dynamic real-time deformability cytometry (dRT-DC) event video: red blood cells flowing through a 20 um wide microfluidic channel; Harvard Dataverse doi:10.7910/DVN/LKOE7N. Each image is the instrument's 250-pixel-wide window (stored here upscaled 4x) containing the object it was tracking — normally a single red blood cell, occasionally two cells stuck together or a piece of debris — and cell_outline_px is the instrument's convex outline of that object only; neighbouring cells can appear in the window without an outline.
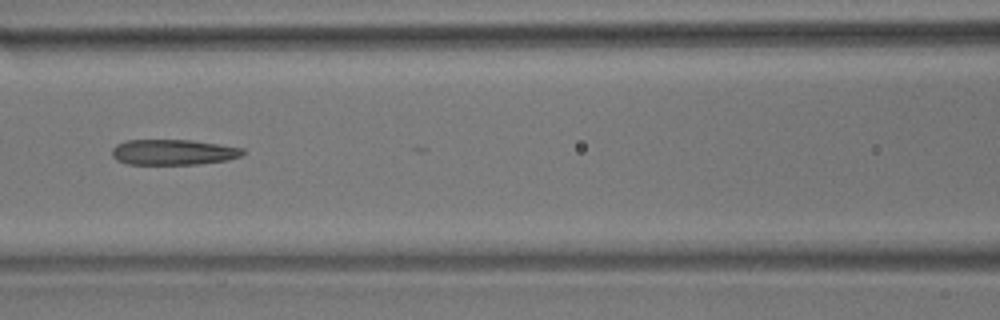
{"species": "common noctule bat (a hibernating species)", "species_latin": "Nyctalus noctula", "temperature_condition": "room temperature", "stored_images_in_passage": 7, "camera_frame_rate_fps": 3000, "um_per_image_px": 0.085, "animal": {"sex": "male", "body_mass_g": 17.9}, "frame": {"image": 1, "passage_image": 4, "time_ms": 4.333, "image_size_px": [1000, 320], "cell_outline_px": [[244, 152], [240, 156], [228, 160], [196, 164], [128, 164], [116, 160], [112, 156], [112, 148], [116, 144], [124, 140], [192, 140], [244, 148]], "centroid_in_image_um": [14.69, 12.93], "position_along_channel_um": 151.9, "area_um2": 19.48}}
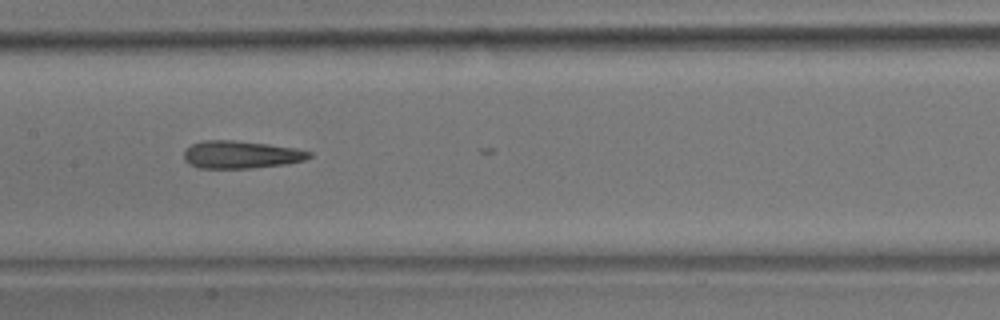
{"frame": {"image": 2, "passage_image": 5, "time_ms": 5.333, "image_size_px": [1000, 320], "cell_outline_px": [[312, 156], [304, 160], [288, 164], [252, 168], [196, 168], [188, 164], [184, 160], [184, 152], [192, 144], [204, 140], [236, 140], [268, 144], [296, 148], [312, 152]], "centroid_in_image_um": [20.49, 13.15], "position_along_channel_um": 186.9, "area_um2": 20.35}}